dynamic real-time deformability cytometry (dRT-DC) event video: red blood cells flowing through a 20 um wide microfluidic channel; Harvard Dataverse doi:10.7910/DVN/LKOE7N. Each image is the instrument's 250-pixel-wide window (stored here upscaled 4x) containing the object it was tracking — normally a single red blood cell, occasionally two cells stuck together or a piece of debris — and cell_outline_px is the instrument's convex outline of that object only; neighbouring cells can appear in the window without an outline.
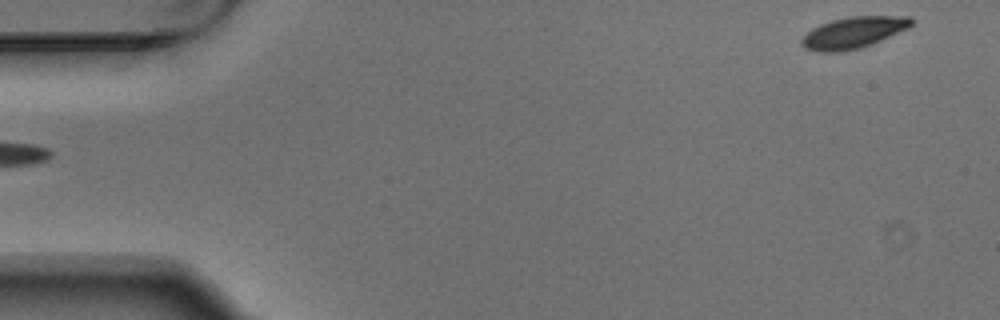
{"species": "Egyptian fruit bat (a non-hibernating species)", "species_latin": "Rousettus aegyptiacus", "temperature_condition": "warm", "stored_images_in_passage": 6, "segment_of_instrument_passage": [2, 2], "camera_frame_rate_fps": 3000, "um_per_image_px": 0.085, "animal": {"sex": "male"}, "frame": {"image": 1, "passage_image": 6, "time_ms": 1.667, "image_size_px": [1000, 320], "cell_outline_px": [[912, 24], [908, 28], [872, 44], [860, 48], [840, 52], [820, 52], [804, 48], [800, 40], [812, 28], [820, 24], [832, 20], [848, 16], [912, 16]], "centroid_in_image_um": [72.53, 2.76], "position_along_channel_um": 12.5, "area_um2": 20.06}}